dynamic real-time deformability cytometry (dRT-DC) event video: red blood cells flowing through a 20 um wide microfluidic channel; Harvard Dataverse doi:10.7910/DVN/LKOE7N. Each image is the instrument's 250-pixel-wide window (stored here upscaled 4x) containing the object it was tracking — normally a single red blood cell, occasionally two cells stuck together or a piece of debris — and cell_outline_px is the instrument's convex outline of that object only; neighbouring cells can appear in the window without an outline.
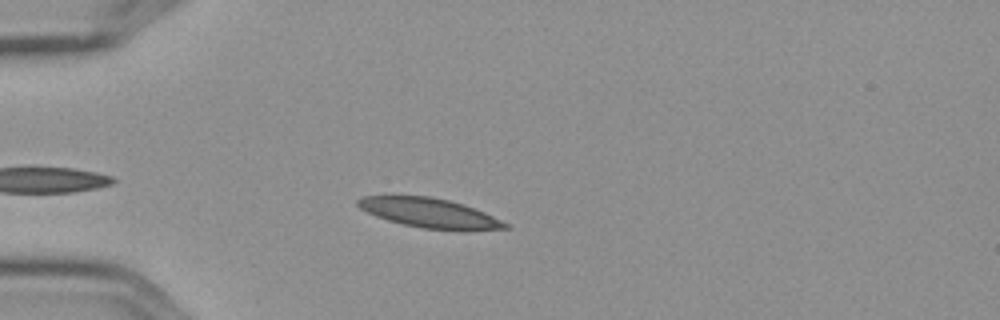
{"species": "Egyptian fruit bat (a non-hibernating species)", "species_latin": "Rousettus aegyptiacus", "temperature_condition": "cold", "stored_images_in_passage": 7, "camera_frame_rate_fps": 3000, "um_per_image_px": 0.085, "frame": {"image": 1, "passage_image": 3, "time_ms": 0.667, "image_size_px": [1000, 320], "cell_outline_px": [[512, 228], [464, 232], [460, 232], [424, 228], [404, 224], [388, 220], [376, 216], [360, 208], [356, 204], [356, 200], [360, 196], [432, 196], [464, 204], [484, 212], [508, 224]], "centroid_in_image_um": [36.57, 18.13], "position_along_channel_um": 48.4, "area_um2": 25.66}}
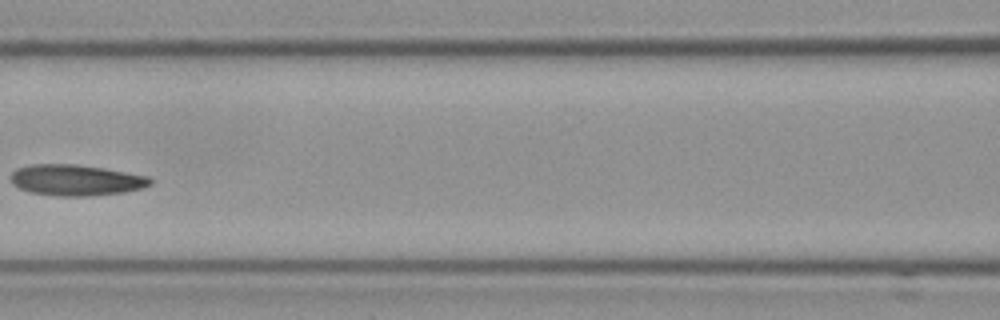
{"frame": {"image": 2, "passage_image": 6, "time_ms": 1.667, "image_size_px": [1000, 320], "cell_outline_px": [[152, 184], [144, 188], [124, 192], [88, 196], [56, 196], [32, 192], [20, 188], [12, 184], [12, 172], [16, 168], [32, 164], [76, 164], [104, 168], [148, 176], [152, 180]], "centroid_in_image_um": [6.48, 15.31], "position_along_channel_um": 160.1, "area_um2": 25.2}}
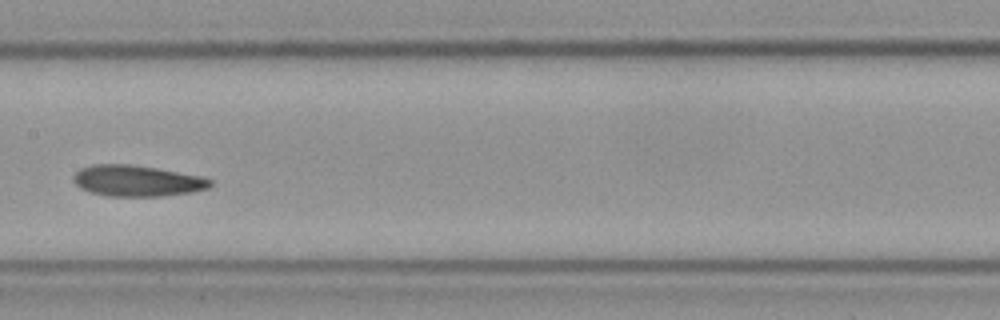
{"frame": {"image": 3, "passage_image": 7, "time_ms": 2.0, "image_size_px": [1000, 320], "cell_outline_px": [[212, 184], [208, 188], [192, 192], [164, 196], [108, 196], [92, 192], [80, 188], [72, 180], [72, 176], [80, 168], [92, 164], [132, 164], [156, 168], [200, 176], [212, 180]], "centroid_in_image_um": [11.62, 15.36], "position_along_channel_um": 195.8, "area_um2": 24.8}}